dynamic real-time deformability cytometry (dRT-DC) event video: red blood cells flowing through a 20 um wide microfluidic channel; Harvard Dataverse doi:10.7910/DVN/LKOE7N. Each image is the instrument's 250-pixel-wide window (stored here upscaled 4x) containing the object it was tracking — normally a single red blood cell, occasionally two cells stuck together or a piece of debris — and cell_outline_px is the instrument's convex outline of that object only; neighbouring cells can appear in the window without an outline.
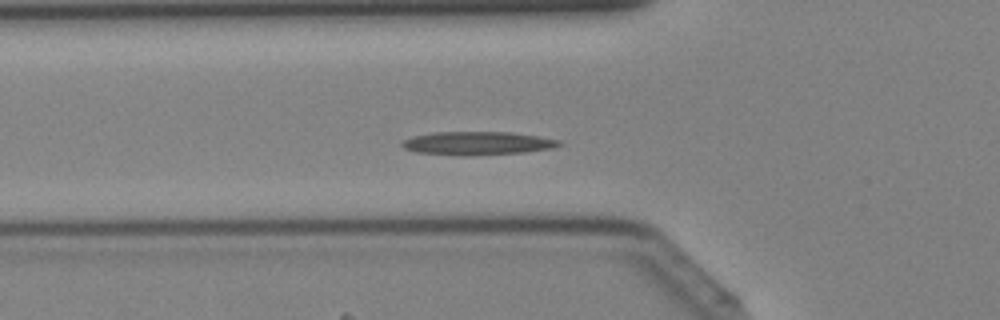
{"species": "Egyptian fruit bat (a non-hibernating species)", "species_latin": "Rousettus aegyptiacus", "temperature_condition": "cold", "stored_images_in_passage": 41, "camera_frame_rate_fps": 3000, "um_per_image_px": 0.085, "animal": {"sex": "female"}, "frame": {"image": 1, "passage_image": 14, "time_ms": 4.333, "image_size_px": [1000, 320], "cell_outline_px": [[564, 144], [552, 148], [524, 152], [416, 152], [404, 148], [400, 144], [404, 140], [412, 136], [436, 132], [512, 132], [560, 140]], "centroid_in_image_um": [40.64, 12.11], "position_along_channel_um": 85.2, "area_um2": 19.77}}
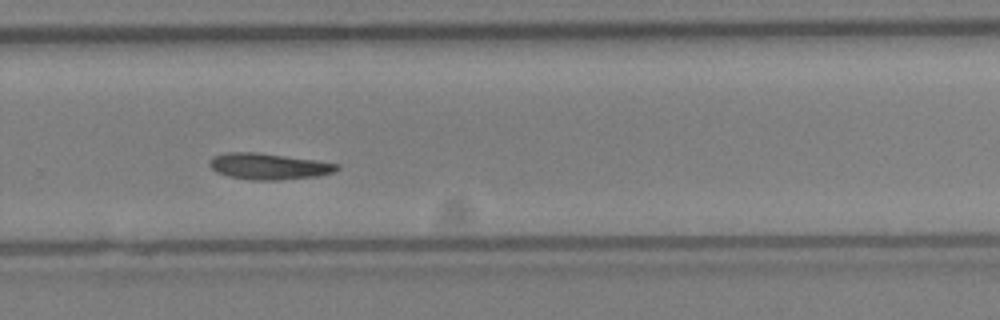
{"frame": {"image": 2, "passage_image": 28, "time_ms": 9.0, "image_size_px": [1000, 320], "cell_outline_px": [[340, 168], [336, 172], [320, 176], [280, 180], [252, 180], [228, 176], [216, 172], [208, 164], [208, 160], [212, 156], [224, 152], [256, 152], [316, 160], [340, 164]], "centroid_in_image_um": [22.84, 14.14], "position_along_channel_um": 307.0, "area_um2": 19.77}}
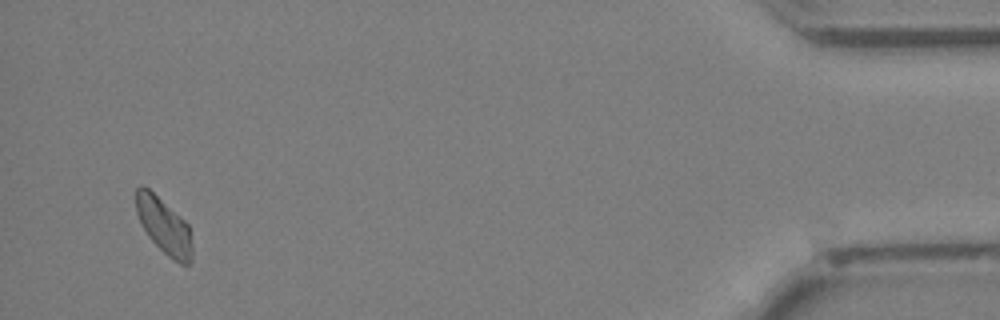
{"frame": {"image": 3, "passage_image": 40, "time_ms": 13.0, "image_size_px": [1000, 320], "cell_outline_px": [[192, 260], [188, 264], [180, 264], [172, 260], [148, 236], [136, 212], [136, 188], [140, 184], [148, 188], [184, 220], [188, 224], [192, 244]], "centroid_in_image_um": [13.95, 19.22], "position_along_channel_um": 421.3, "area_um2": 18.03}}